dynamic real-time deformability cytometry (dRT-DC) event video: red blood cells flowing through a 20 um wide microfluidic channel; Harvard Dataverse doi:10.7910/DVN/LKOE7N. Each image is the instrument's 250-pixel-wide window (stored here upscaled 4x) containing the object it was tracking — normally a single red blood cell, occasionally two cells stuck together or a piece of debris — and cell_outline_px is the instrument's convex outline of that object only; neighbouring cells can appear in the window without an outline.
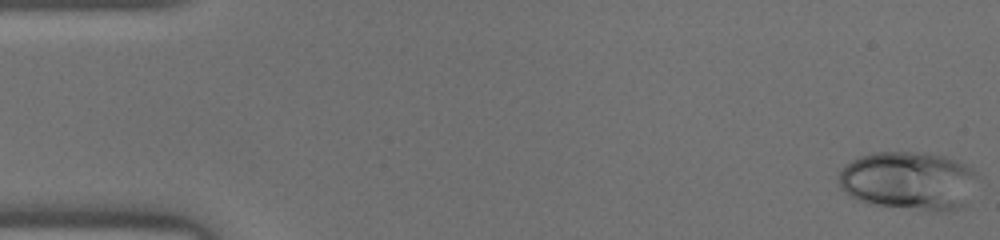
{"species": "human", "species_latin": "Homo sapiens", "temperature_condition": "warm", "stored_images_in_passage": 46, "camera_frame_rate_fps": 3000, "um_per_image_px": 0.085, "donor": {"sex": "male"}, "frame": {"image": 1, "passage_image": 1, "time_ms": 0.0, "image_size_px": [1000, 240], "cell_outline_px": [[976, 176], [968, 204], [964, 208], [948, 212], [932, 212], [868, 204], [856, 200], [848, 196], [840, 188], [836, 176], [840, 168], [844, 164], [860, 156], [872, 152], [924, 152], [944, 156], [956, 160], [972, 168], [976, 172]], "centroid_in_image_um": [77.2, 15.39], "position_along_channel_um": 7.8, "area_um2": 48.67}}
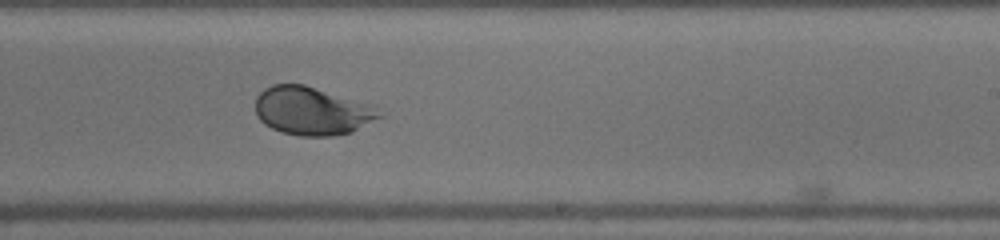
{"frame": {"image": 2, "passage_image": 28, "time_ms": 9.0, "image_size_px": [1000, 240], "cell_outline_px": [[384, 116], [352, 132], [336, 136], [300, 136], [280, 132], [264, 124], [256, 116], [256, 96], [264, 88], [272, 84], [304, 84], [372, 104]], "centroid_in_image_um": [26.52, 9.43], "position_along_channel_um": 262.5, "area_um2": 35.2}}
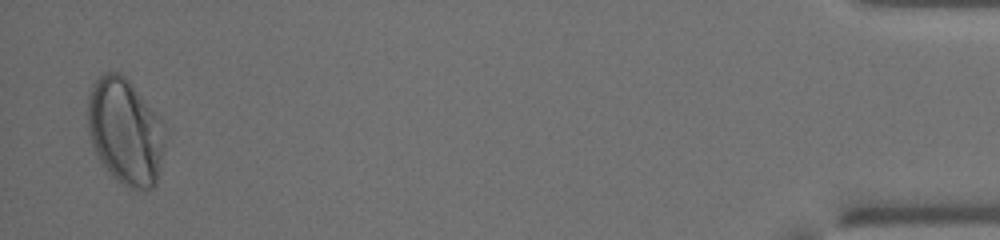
{"frame": {"image": 3, "passage_image": 45, "time_ms": 14.667, "image_size_px": [1000, 240], "cell_outline_px": [[164, 144], [156, 184], [148, 192], [140, 192], [128, 188], [116, 180], [108, 172], [96, 156], [88, 132], [88, 92], [92, 84], [104, 72], [120, 72], [132, 84], [160, 116], [164, 124]], "centroid_in_image_um": [10.64, 11.21], "position_along_channel_um": 424.6, "area_um2": 48.49}}